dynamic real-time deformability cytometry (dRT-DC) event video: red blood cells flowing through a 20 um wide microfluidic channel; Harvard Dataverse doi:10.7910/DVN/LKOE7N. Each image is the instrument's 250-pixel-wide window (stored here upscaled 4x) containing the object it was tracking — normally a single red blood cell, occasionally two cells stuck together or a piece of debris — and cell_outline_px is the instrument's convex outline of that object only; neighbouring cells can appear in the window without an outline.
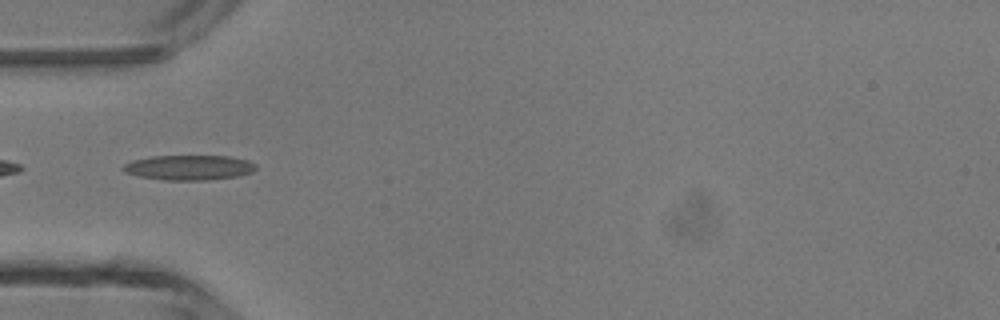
{"species": "common noctule bat (a hibernating species)", "species_latin": "Nyctalus noctula", "temperature_condition": "room temperature", "stored_images_in_passage": 39, "camera_frame_rate_fps": 3000, "um_per_image_px": 0.085, "animal": {"sex": "male", "body_mass_g": 13.3}, "frame": {"image": 1, "passage_image": 7, "time_ms": 2.0, "image_size_px": [1000, 320], "cell_outline_px": [[256, 168], [252, 172], [240, 176], [204, 180], [164, 180], [140, 176], [124, 172], [120, 168], [124, 164], [132, 160], [152, 156], [228, 156], [248, 160], [256, 164]], "centroid_in_image_um": [16.06, 14.24], "position_along_channel_um": 68.9, "area_um2": 19.36}}
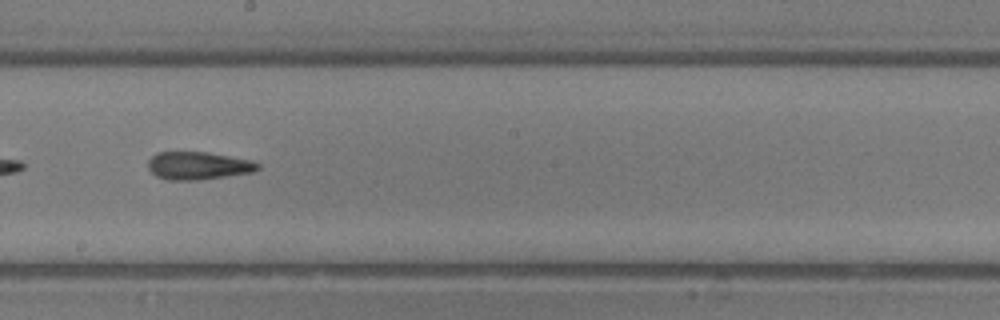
{"frame": {"image": 2, "passage_image": 18, "time_ms": 5.667, "image_size_px": [1000, 320], "cell_outline_px": [[260, 168], [252, 172], [200, 180], [168, 180], [156, 176], [148, 168], [148, 160], [156, 152], [208, 152], [252, 160], [260, 164]], "centroid_in_image_um": [16.84, 14.08], "position_along_channel_um": 231.4, "area_um2": 17.86}}
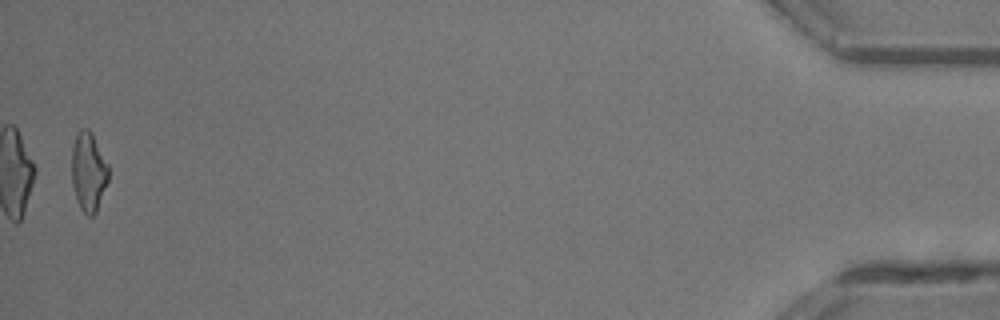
{"frame": {"image": 3, "passage_image": 38, "time_ms": 12.333, "image_size_px": [1000, 320], "cell_outline_px": [[108, 180], [96, 212], [92, 216], [88, 216], [80, 208], [72, 184], [72, 148], [76, 136], [80, 128], [88, 128], [92, 132], [108, 164]], "centroid_in_image_um": [7.52, 14.57], "position_along_channel_um": 427.7, "area_um2": 16.82}, "authors_computed_cell_mechanics": {"area_um2": 17.8602, "velocity_mm_per_s": 4.4049, "shape_relaxation_time_tau1_ms": 8.2363, "shape_relaxation_time_tau2_ms": 3.5189, "deformation_change_tau1": 0.224, "deformation_change_tau2": 0.1501}}